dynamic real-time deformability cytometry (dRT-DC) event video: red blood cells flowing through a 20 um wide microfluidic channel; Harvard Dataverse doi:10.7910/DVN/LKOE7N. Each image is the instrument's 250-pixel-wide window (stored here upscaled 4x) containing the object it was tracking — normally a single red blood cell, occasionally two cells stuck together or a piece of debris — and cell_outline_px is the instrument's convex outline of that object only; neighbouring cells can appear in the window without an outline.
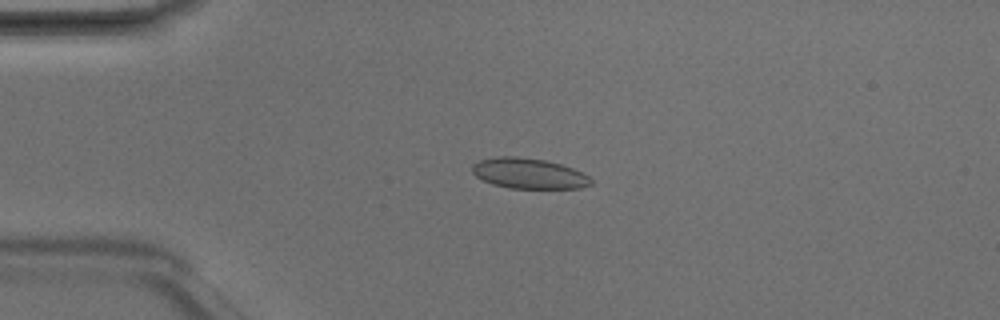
{"species": "Egyptian fruit bat (a non-hibernating species)", "species_latin": "Rousettus aegyptiacus", "temperature_condition": "room temperature", "stored_images_in_passage": 3, "camera_frame_rate_fps": 3000, "um_per_image_px": 0.085, "animal": {"sex": "male"}, "frame": {"image": 1, "passage_image": 1, "time_ms": 0.0, "image_size_px": [1000, 320], "cell_outline_px": [[592, 184], [580, 188], [508, 188], [492, 184], [476, 176], [472, 172], [472, 164], [480, 160], [496, 156], [516, 156], [544, 160], [560, 164], [572, 168], [588, 176], [592, 180]], "centroid_in_image_um": [44.92, 14.74], "position_along_channel_um": 40.1, "area_um2": 20.98}}